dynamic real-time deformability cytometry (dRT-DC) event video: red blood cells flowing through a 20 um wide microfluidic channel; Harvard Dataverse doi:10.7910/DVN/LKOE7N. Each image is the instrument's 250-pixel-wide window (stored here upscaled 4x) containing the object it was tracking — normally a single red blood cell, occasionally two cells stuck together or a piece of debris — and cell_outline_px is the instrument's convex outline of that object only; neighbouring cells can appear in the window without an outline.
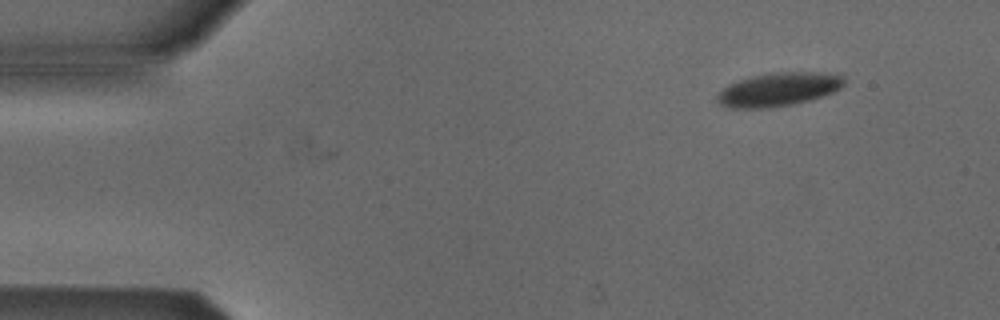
{"species": "Egyptian fruit bat (a non-hibernating species)", "species_latin": "Rousettus aegyptiacus", "temperature_condition": "cold", "stored_images_in_passage": 6, "camera_frame_rate_fps": 3000, "um_per_image_px": 0.085, "animal": {"sex": "male"}, "frame": {"image": 1, "passage_image": 1, "time_ms": 0.0, "image_size_px": [1000, 320], "cell_outline_px": [[844, 84], [840, 88], [824, 96], [792, 104], [768, 108], [728, 108], [720, 104], [716, 100], [716, 96], [728, 84], [752, 76], [772, 72], [840, 72], [844, 76]], "centroid_in_image_um": [66.21, 7.58], "position_along_channel_um": 18.8, "area_um2": 25.03}}
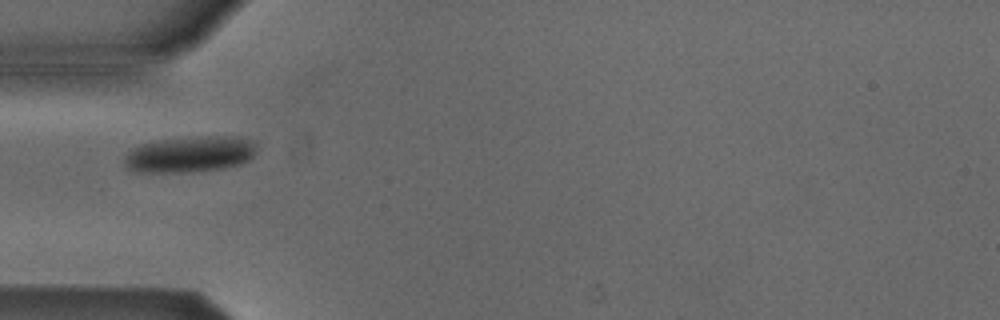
{"frame": {"image": 2, "passage_image": 4, "time_ms": 3.667, "image_size_px": [1000, 320], "cell_outline_px": [[256, 148], [252, 156], [248, 160], [240, 164], [224, 168], [192, 172], [136, 172], [128, 168], [124, 164], [124, 156], [132, 148], [140, 144], [160, 140], [200, 136], [240, 136], [256, 140]], "centroid_in_image_um": [16.17, 13.1], "position_along_channel_um": 68.8, "area_um2": 28.15}}
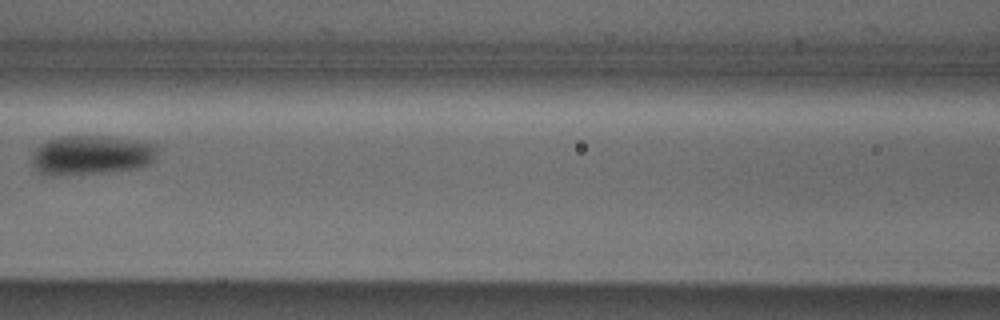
{"frame": {"image": 3, "passage_image": 6, "time_ms": 6.0, "image_size_px": [1000, 320], "cell_outline_px": [[160, 144], [156, 156], [148, 164], [140, 168], [104, 172], [36, 172], [32, 164], [32, 156], [36, 148], [40, 144], [48, 140], [60, 136], [112, 136]], "centroid_in_image_um": [7.86, 13.12], "position_along_channel_um": 158.7, "area_um2": 28.32}}